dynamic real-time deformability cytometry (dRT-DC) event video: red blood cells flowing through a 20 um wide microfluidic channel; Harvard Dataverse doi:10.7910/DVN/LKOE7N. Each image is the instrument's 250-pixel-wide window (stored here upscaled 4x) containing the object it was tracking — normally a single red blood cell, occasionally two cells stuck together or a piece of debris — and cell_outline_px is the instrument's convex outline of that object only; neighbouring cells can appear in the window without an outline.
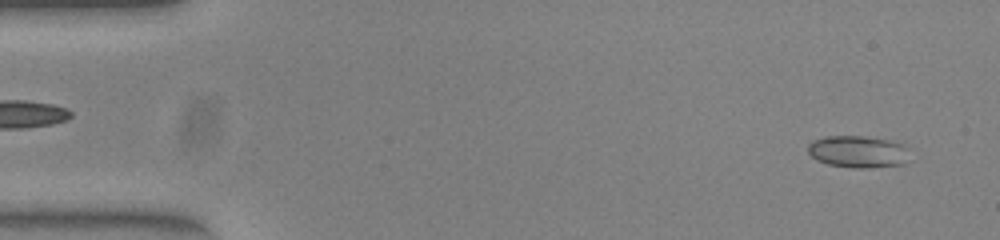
{"species": "common noctule bat (a hibernating species)", "species_latin": "Nyctalus noctula", "temperature_condition": "warm", "stored_images_in_passage": 28, "camera_frame_rate_fps": 3000, "um_per_image_px": 0.085, "animal": {"sex": "female", "body_mass_g": 23.0, "forearm_length_mm": 53.4}, "frame": {"image": 1, "passage_image": 1, "time_ms": 0.0, "image_size_px": [1000, 240], "cell_outline_px": [[908, 148], [904, 164], [872, 168], [852, 168], [828, 164], [816, 160], [808, 152], [808, 144], [812, 140], [824, 136], [864, 136], [888, 140], [904, 144]], "centroid_in_image_um": [72.9, 12.89], "position_along_channel_um": 12.1, "area_um2": 19.07}}
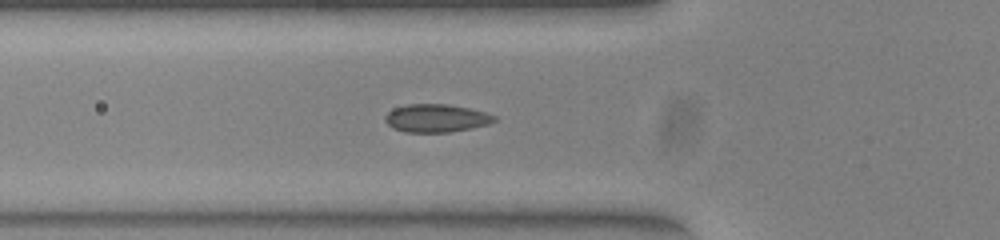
{"frame": {"image": 2, "passage_image": 16, "time_ms": 5.0, "image_size_px": [1000, 240], "cell_outline_px": [[496, 120], [488, 124], [448, 132], [404, 132], [392, 128], [384, 120], [384, 116], [388, 112], [396, 108], [408, 104], [448, 104], [468, 108], [484, 112], [496, 116]], "centroid_in_image_um": [37.04, 10.04], "position_along_channel_um": 88.8, "area_um2": 17.63}}
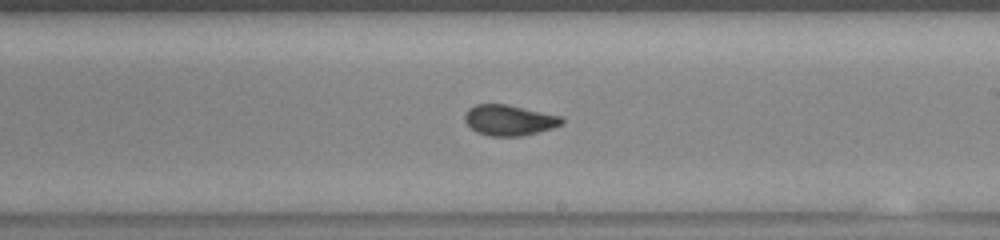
{"frame": {"image": 3, "passage_image": 28, "time_ms": 9.0, "image_size_px": [1000, 240], "cell_outline_px": [[564, 124], [552, 128], [520, 136], [488, 136], [476, 132], [464, 120], [464, 116], [468, 108], [476, 104], [508, 104], [560, 116], [564, 120]], "centroid_in_image_um": [43.26, 10.21], "position_along_channel_um": 245.7, "area_um2": 17.28}}